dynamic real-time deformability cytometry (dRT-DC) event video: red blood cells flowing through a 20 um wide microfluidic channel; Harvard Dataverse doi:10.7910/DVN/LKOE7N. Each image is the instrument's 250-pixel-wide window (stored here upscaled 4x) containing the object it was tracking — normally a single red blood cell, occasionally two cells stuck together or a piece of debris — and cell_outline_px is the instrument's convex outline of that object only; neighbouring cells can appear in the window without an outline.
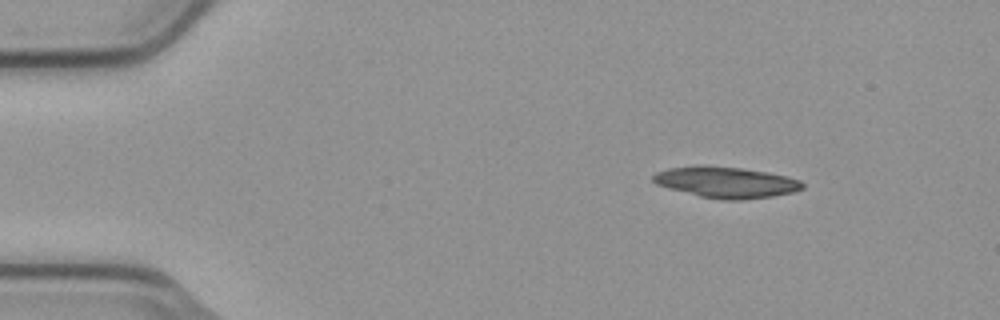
{"species": "common noctule bat (a hibernating species)", "species_latin": "Nyctalus noctula", "temperature_condition": "cold", "stored_images_in_passage": 5, "camera_frame_rate_fps": 3000, "um_per_image_px": 0.085, "animal": {"sex": "male", "body_mass_g": 23.1, "forearm_length_mm": 52.7}, "frame": {"image": 1, "passage_image": 1, "time_ms": 0.0, "image_size_px": [1000, 320], "cell_outline_px": [[804, 188], [792, 192], [772, 196], [740, 200], [720, 200], [700, 196], [668, 188], [656, 184], [652, 180], [652, 176], [656, 172], [668, 168], [696, 164], [700, 164], [744, 168], [768, 172], [800, 180], [804, 184]], "centroid_in_image_um": [61.67, 15.48], "position_along_channel_um": 23.3, "area_um2": 27.28}}
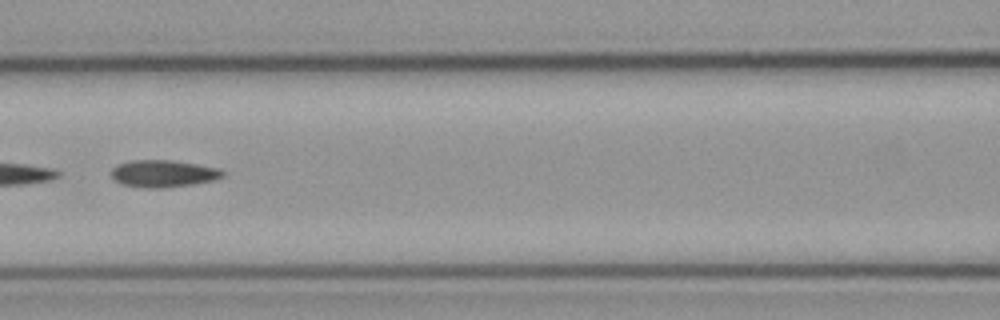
{"frame": {"image": 2, "passage_image": 5, "time_ms": 1.333, "image_size_px": [1000, 320], "cell_outline_px": [[224, 176], [216, 180], [196, 184], [164, 188], [140, 188], [120, 184], [112, 176], [112, 168], [116, 164], [128, 160], [172, 160], [196, 164], [216, 168], [224, 172]], "centroid_in_image_um": [13.86, 14.76], "position_along_channel_um": 152.7, "area_um2": 17.86}}